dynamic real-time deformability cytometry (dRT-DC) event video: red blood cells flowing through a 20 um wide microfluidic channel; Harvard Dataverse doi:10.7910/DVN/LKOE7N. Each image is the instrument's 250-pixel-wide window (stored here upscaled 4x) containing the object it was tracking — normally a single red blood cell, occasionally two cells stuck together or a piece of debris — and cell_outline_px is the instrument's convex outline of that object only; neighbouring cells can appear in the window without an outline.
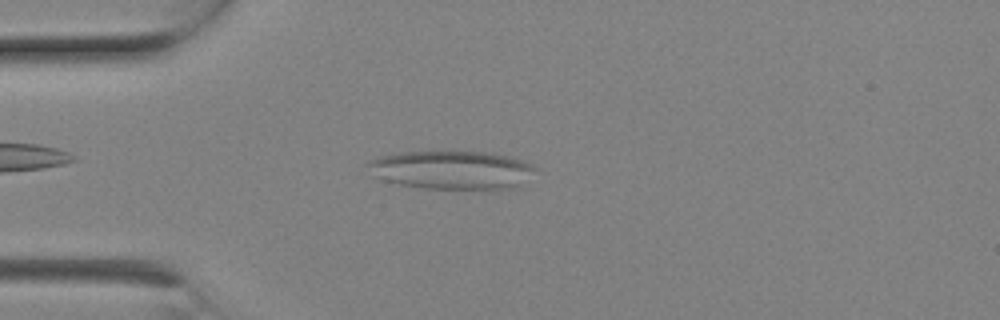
{"species": "Egyptian fruit bat (a non-hibernating species)", "species_latin": "Rousettus aegyptiacus", "temperature_condition": "room temperature", "stored_images_in_passage": 4, "camera_frame_rate_fps": 3000, "um_per_image_px": 0.085, "animal": {"sex": "female"}, "frame": {"image": 1, "passage_image": 2, "time_ms": 0.333, "image_size_px": [1000, 320], "cell_outline_px": [[540, 168], [520, 188], [496, 192], [492, 192], [424, 188], [400, 184], [384, 180], [372, 176], [364, 164], [368, 160], [392, 152], [452, 148], [492, 152], [512, 156], [532, 164]], "centroid_in_image_um": [38.49, 14.43], "position_along_channel_um": 46.5, "area_um2": 41.04}}